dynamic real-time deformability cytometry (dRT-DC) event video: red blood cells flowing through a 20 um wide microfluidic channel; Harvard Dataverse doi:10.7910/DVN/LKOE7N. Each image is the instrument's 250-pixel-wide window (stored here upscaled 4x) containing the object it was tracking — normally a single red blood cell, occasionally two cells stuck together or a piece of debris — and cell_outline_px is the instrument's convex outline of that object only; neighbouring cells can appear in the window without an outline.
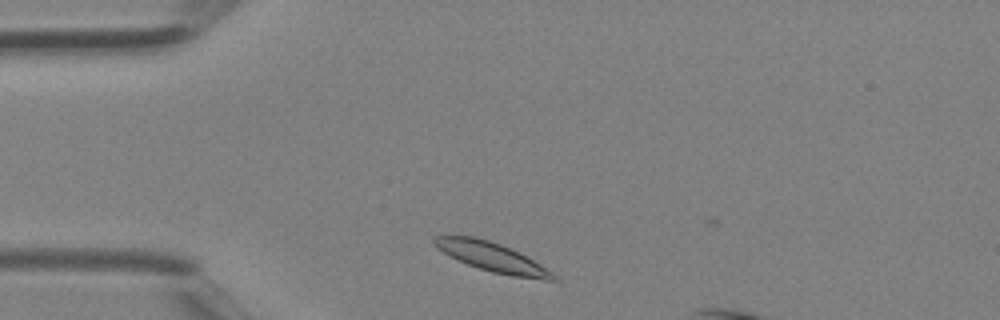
{"species": "Egyptian fruit bat (a non-hibernating species)", "species_latin": "Rousettus aegyptiacus", "temperature_condition": "room temperature", "stored_images_in_passage": 8, "camera_frame_rate_fps": 3000, "um_per_image_px": 0.085, "animal": {"sex": "female"}, "frame": {"image": 1, "passage_image": 3, "time_ms": 0.667, "image_size_px": [1000, 320], "cell_outline_px": [[560, 280], [544, 280], [512, 276], [492, 272], [468, 264], [436, 248], [432, 244], [432, 236], [472, 236], [488, 240], [500, 244], [520, 252], [540, 264], [552, 272]], "centroid_in_image_um": [41.83, 21.85], "position_along_channel_um": 43.2, "area_um2": 20.0}}